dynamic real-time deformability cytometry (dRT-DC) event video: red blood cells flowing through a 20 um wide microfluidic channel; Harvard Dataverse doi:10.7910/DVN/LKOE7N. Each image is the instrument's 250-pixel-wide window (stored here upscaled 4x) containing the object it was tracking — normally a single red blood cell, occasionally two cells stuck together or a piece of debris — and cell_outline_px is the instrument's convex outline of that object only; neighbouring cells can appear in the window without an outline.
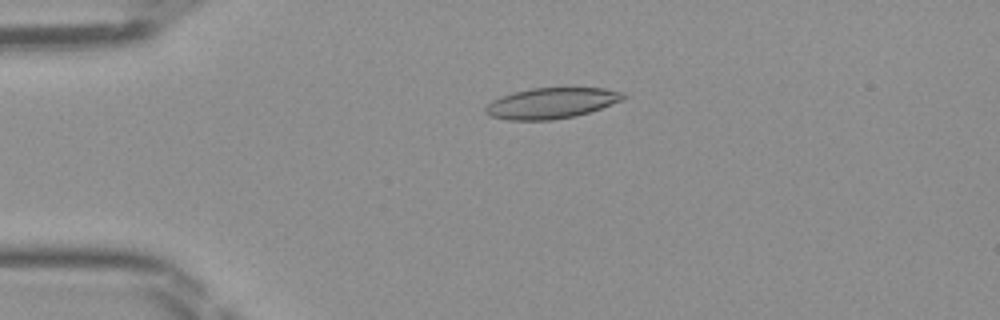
{"species": "Egyptian fruit bat (a non-hibernating species)", "species_latin": "Rousettus aegyptiacus", "temperature_condition": "room temperature", "stored_images_in_passage": 47, "camera_frame_rate_fps": 3000, "um_per_image_px": 0.085, "frame": {"image": 1, "passage_image": 11, "time_ms": 3.333, "image_size_px": [1000, 320], "cell_outline_px": [[628, 96], [624, 100], [576, 116], [552, 120], [508, 120], [488, 116], [484, 112], [484, 108], [492, 100], [500, 96], [512, 92], [532, 88], [604, 88], [624, 92]], "centroid_in_image_um": [46.85, 8.77], "position_along_channel_um": 38.1, "area_um2": 24.91}}
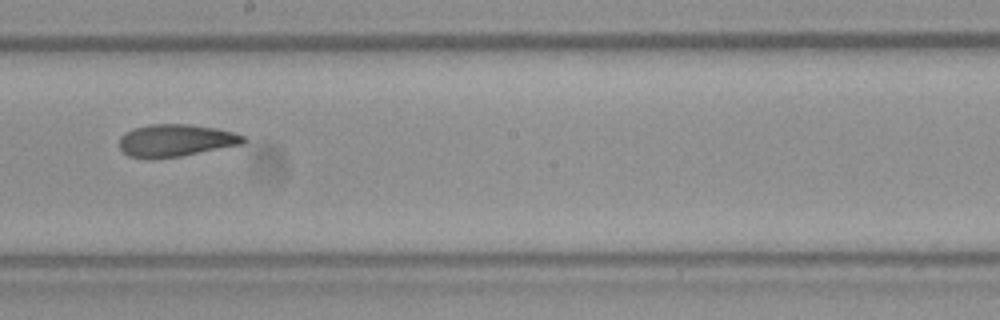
{"frame": {"image": 2, "passage_image": 27, "time_ms": 8.667, "image_size_px": [1000, 320], "cell_outline_px": [[248, 140], [244, 144], [180, 156], [152, 160], [128, 156], [120, 148], [120, 136], [124, 132], [132, 128], [148, 124], [188, 124], [216, 128], [236, 132], [244, 136]], "centroid_in_image_um": [14.94, 11.94], "position_along_channel_um": 233.3, "area_um2": 23.81}}
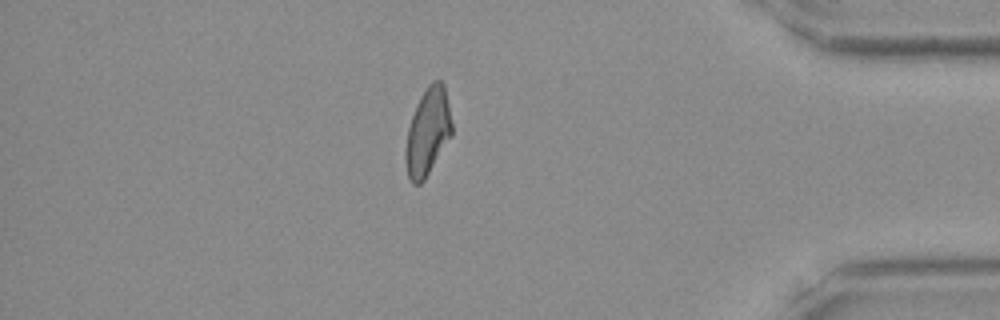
{"frame": {"image": 3, "passage_image": 41, "time_ms": 13.333, "image_size_px": [1000, 320], "cell_outline_px": [[452, 136], [424, 180], [420, 184], [412, 184], [408, 176], [404, 160], [404, 152], [408, 128], [416, 104], [420, 96], [428, 84], [432, 80], [440, 80], [444, 84], [452, 124]], "centroid_in_image_um": [36.35, 11.21], "position_along_channel_um": 398.9, "area_um2": 23.7}}